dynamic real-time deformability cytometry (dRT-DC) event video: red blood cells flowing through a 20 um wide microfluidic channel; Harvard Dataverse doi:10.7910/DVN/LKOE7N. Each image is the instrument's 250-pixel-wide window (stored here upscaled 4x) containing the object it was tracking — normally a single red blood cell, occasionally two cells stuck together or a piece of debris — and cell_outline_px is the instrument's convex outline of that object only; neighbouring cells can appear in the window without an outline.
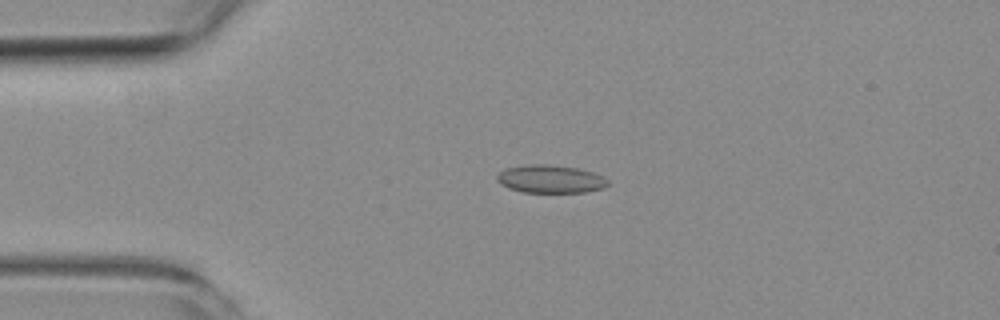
{"species": "common noctule bat (a hibernating species)", "species_latin": "Nyctalus noctula", "temperature_condition": "room temperature", "stored_images_in_passage": 4, "camera_frame_rate_fps": 3000, "um_per_image_px": 0.085, "animal": {"sex": "female", "body_mass_g": 19.3, "forearm_length_mm": 54.1}, "frame": {"image": 1, "passage_image": 3, "time_ms": 2.333, "image_size_px": [1000, 320], "cell_outline_px": [[608, 184], [604, 188], [584, 192], [524, 192], [508, 188], [500, 184], [496, 180], [496, 176], [504, 168], [528, 164], [548, 164], [576, 168], [592, 172], [604, 176], [608, 180]], "centroid_in_image_um": [46.76, 15.21], "position_along_channel_um": 38.2, "area_um2": 18.15}}